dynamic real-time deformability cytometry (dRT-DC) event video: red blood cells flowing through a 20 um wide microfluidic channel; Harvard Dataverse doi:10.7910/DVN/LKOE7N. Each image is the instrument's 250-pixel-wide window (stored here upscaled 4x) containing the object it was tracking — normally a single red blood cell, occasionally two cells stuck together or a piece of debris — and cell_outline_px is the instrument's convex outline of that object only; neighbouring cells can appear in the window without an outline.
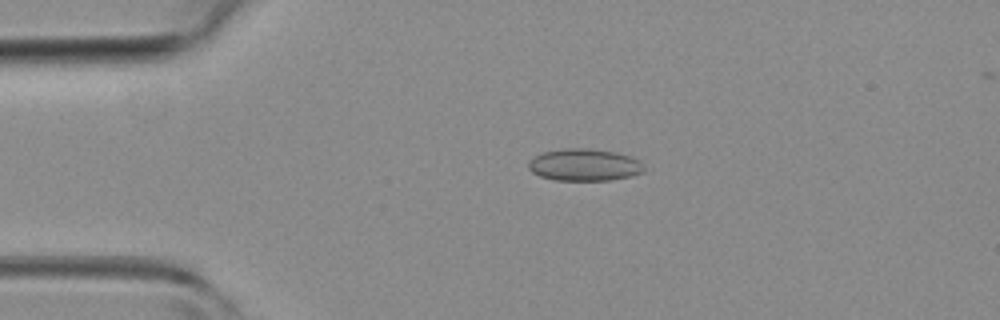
{"species": "common noctule bat (a hibernating species)", "species_latin": "Nyctalus noctula", "temperature_condition": "room temperature", "stored_images_in_passage": 40, "camera_frame_rate_fps": 3000, "um_per_image_px": 0.085, "animal": {"sex": "female", "body_mass_g": 19.3, "forearm_length_mm": 54.1}, "frame": {"image": 1, "passage_image": 5, "time_ms": 1.333, "image_size_px": [1000, 320], "cell_outline_px": [[644, 172], [632, 176], [608, 180], [556, 180], [540, 176], [532, 172], [528, 168], [528, 160], [540, 152], [564, 148], [588, 148], [612, 152], [632, 156], [640, 160], [644, 168]], "centroid_in_image_um": [49.65, 14.0], "position_along_channel_um": 35.3, "area_um2": 21.79}}
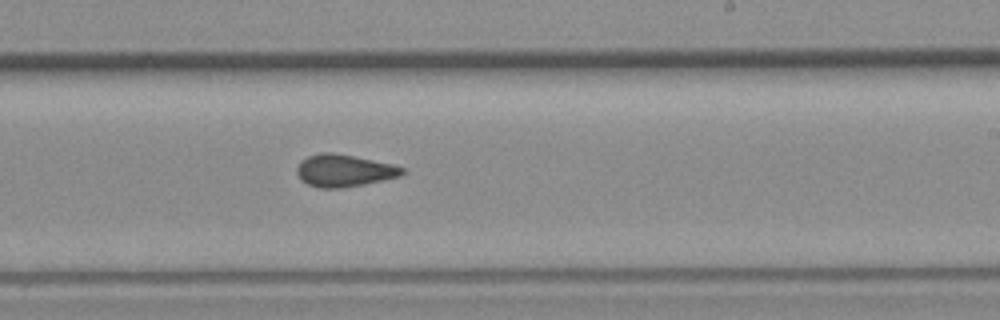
{"frame": {"image": 2, "passage_image": 22, "time_ms": 7.0, "image_size_px": [1000, 320], "cell_outline_px": [[408, 172], [400, 176], [364, 184], [340, 188], [320, 188], [308, 184], [300, 180], [296, 172], [296, 168], [300, 160], [308, 156], [320, 152], [332, 152], [392, 164], [404, 168]], "centroid_in_image_um": [29.22, 14.5], "position_along_channel_um": 259.8, "area_um2": 19.83}}
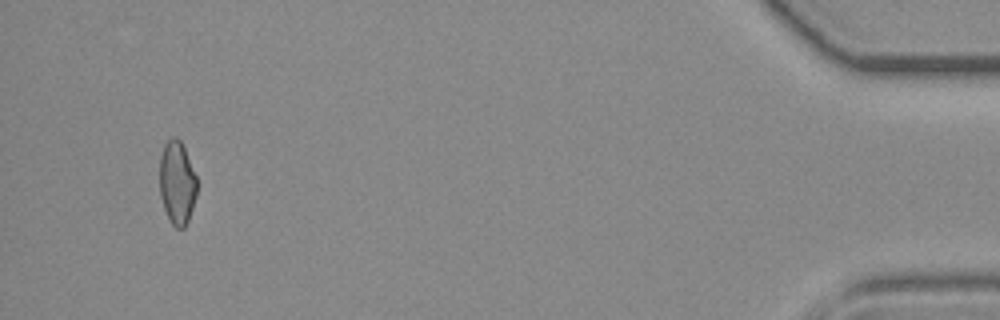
{"frame": {"image": 3, "passage_image": 38, "time_ms": 12.333, "image_size_px": [1000, 320], "cell_outline_px": [[196, 196], [188, 220], [184, 228], [176, 228], [172, 224], [164, 208], [160, 196], [160, 156], [164, 144], [172, 136], [176, 136], [180, 140], [184, 148], [196, 176]], "centroid_in_image_um": [15.04, 15.52], "position_along_channel_um": 420.2, "area_um2": 17.98}}